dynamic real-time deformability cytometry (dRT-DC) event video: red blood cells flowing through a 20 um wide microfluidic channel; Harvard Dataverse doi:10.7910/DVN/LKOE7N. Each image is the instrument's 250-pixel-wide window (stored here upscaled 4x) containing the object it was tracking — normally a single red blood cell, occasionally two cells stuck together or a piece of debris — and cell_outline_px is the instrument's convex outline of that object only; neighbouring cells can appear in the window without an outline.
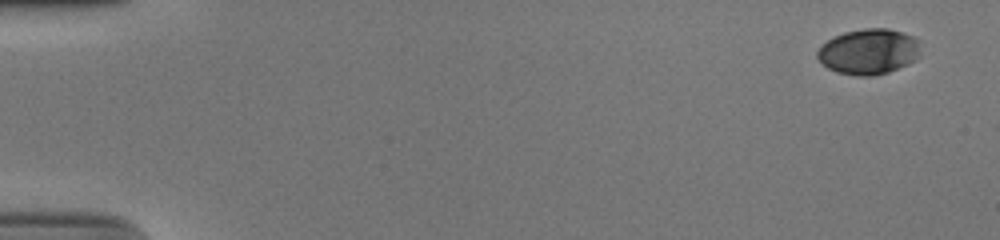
{"species": "human", "species_latin": "Homo sapiens", "temperature_condition": "cold", "stored_images_in_passage": 52, "camera_frame_rate_fps": 3000, "um_per_image_px": 0.085, "donor": {"sex": "male"}, "frame": {"image": 1, "passage_image": 1, "time_ms": 0.0, "image_size_px": [1000, 240], "cell_outline_px": [[916, 60], [908, 64], [888, 72], [872, 76], [856, 76], [836, 72], [828, 68], [816, 56], [816, 52], [828, 40], [844, 32], [864, 28], [888, 28], [912, 36], [916, 40]], "centroid_in_image_um": [73.79, 4.4], "position_along_channel_um": 11.2, "area_um2": 26.88}}
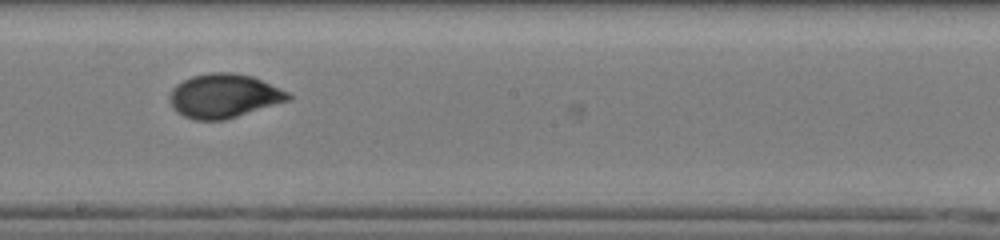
{"frame": {"image": 2, "passage_image": 30, "time_ms": 9.667, "image_size_px": [1000, 240], "cell_outline_px": [[292, 100], [224, 120], [192, 120], [176, 112], [172, 108], [168, 100], [168, 96], [172, 88], [176, 84], [192, 76], [208, 72], [232, 72], [252, 76], [288, 92], [292, 96]], "centroid_in_image_um": [19.0, 8.16], "position_along_channel_um": 229.2, "area_um2": 30.69}}
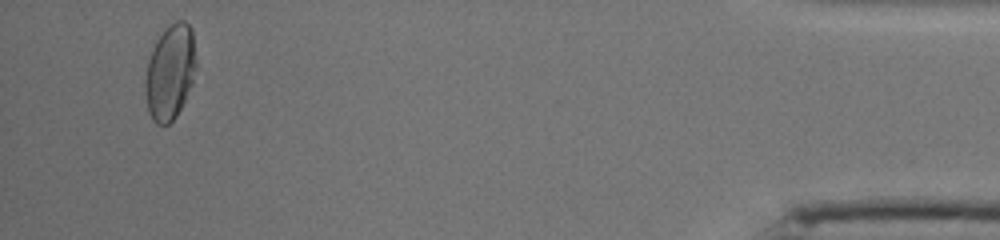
{"frame": {"image": 3, "passage_image": 50, "time_ms": 16.333, "image_size_px": [1000, 240], "cell_outline_px": [[196, 68], [192, 84], [176, 116], [168, 124], [156, 124], [152, 120], [148, 108], [144, 92], [144, 80], [148, 60], [152, 48], [156, 40], [176, 20], [184, 20], [192, 28], [196, 60]], "centroid_in_image_um": [14.45, 6.13], "position_along_channel_um": 420.7, "area_um2": 28.15}, "authors_computed_cell_mechanics": {"area_um2": 29.0734, "velocity_mm_per_s": 3.9078, "shape_relaxation_time_tau1_ms": 5.7841, "shape_relaxation_time_tau2_ms": 0.7736, "deformation_change_tau1": 0.1751, "deformation_change_tau2": 0.0411}}